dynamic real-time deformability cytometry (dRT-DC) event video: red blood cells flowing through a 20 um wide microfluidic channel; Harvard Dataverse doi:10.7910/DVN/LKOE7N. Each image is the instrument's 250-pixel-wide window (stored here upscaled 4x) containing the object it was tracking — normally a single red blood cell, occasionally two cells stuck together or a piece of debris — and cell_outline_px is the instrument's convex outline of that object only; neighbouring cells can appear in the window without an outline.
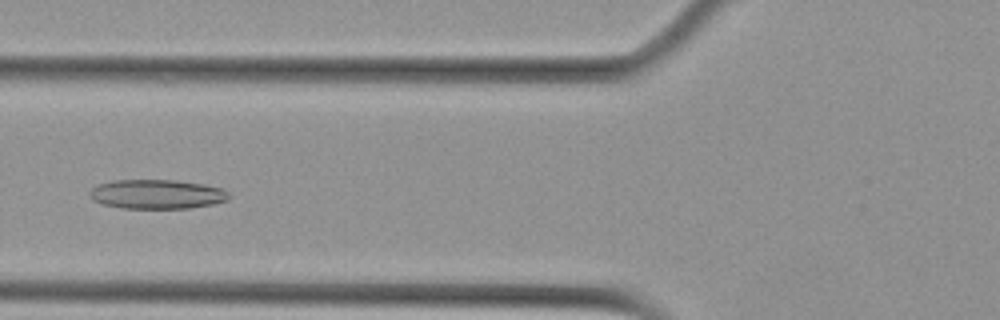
{"species": "Egyptian fruit bat (a non-hibernating species)", "species_latin": "Rousettus aegyptiacus", "temperature_condition": "cold", "stored_images_in_passage": 7, "camera_frame_rate_fps": 3000, "um_per_image_px": 0.085, "animal": {"sex": "female"}, "frame": {"image": 1, "passage_image": 7, "time_ms": 7.0, "image_size_px": [1000, 320], "cell_outline_px": [[228, 200], [212, 204], [188, 208], [120, 208], [100, 204], [92, 200], [88, 192], [92, 188], [100, 184], [112, 180], [176, 180], [204, 184], [220, 188], [228, 192]], "centroid_in_image_um": [13.29, 16.51], "position_along_channel_um": 112.5, "area_um2": 23.81}}